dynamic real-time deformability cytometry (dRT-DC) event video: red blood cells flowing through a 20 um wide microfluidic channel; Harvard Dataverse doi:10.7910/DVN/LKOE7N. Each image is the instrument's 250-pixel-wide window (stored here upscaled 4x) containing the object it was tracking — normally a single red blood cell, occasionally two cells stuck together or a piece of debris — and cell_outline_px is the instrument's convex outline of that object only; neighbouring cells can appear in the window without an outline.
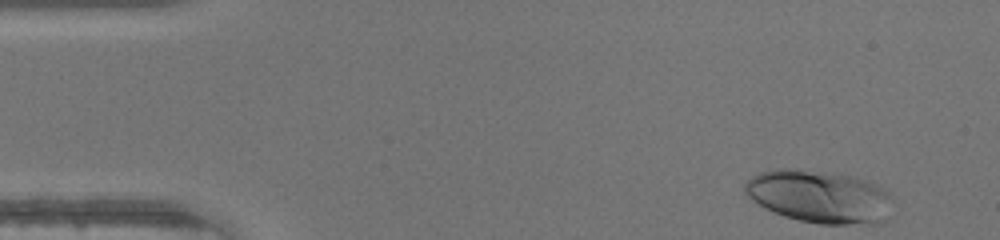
{"species": "human", "species_latin": "Homo sapiens", "temperature_condition": "warm", "stored_images_in_passage": 44, "camera_frame_rate_fps": 3000, "um_per_image_px": 0.085, "donor": {"sex": "male"}, "frame": {"image": 1, "passage_image": 1, "time_ms": 0.0, "image_size_px": [1000, 240], "cell_outline_px": [[888, 220], [876, 224], [820, 224], [800, 220], [784, 216], [772, 212], [764, 208], [752, 200], [744, 192], [744, 184], [752, 176], [760, 172], [776, 168], [788, 168], [824, 172], [848, 176], [864, 180], [888, 192]], "centroid_in_image_um": [69.58, 16.73], "position_along_channel_um": 15.4, "area_um2": 44.97}}
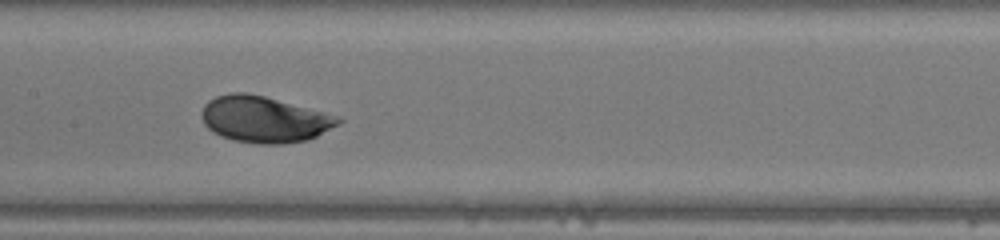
{"frame": {"image": 2, "passage_image": 20, "time_ms": 6.333, "image_size_px": [1000, 240], "cell_outline_px": [[344, 120], [340, 124], [308, 140], [284, 144], [256, 144], [232, 140], [220, 136], [212, 132], [204, 124], [200, 116], [200, 112], [204, 104], [208, 100], [216, 96], [232, 92], [244, 92], [264, 96], [324, 112]], "centroid_in_image_um": [22.41, 10.15], "position_along_channel_um": 185.0, "area_um2": 36.99}}
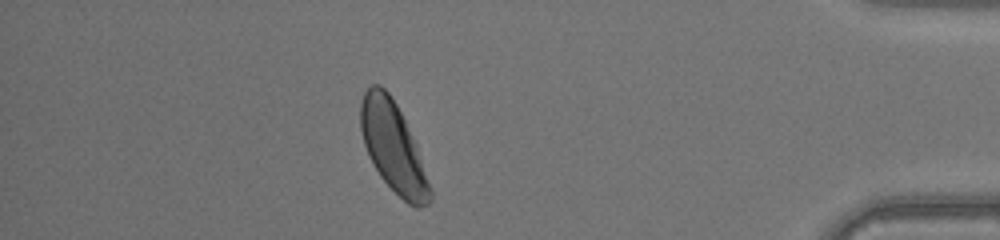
{"frame": {"image": 3, "passage_image": 38, "time_ms": 12.333, "image_size_px": [1000, 240], "cell_outline_px": [[432, 200], [428, 204], [416, 208], [408, 204], [380, 176], [364, 144], [360, 128], [360, 104], [364, 92], [372, 84], [380, 84], [388, 92], [396, 104], [416, 144], [432, 188]], "centroid_in_image_um": [33.43, 12.51], "position_along_channel_um": 401.8, "area_um2": 35.84}}